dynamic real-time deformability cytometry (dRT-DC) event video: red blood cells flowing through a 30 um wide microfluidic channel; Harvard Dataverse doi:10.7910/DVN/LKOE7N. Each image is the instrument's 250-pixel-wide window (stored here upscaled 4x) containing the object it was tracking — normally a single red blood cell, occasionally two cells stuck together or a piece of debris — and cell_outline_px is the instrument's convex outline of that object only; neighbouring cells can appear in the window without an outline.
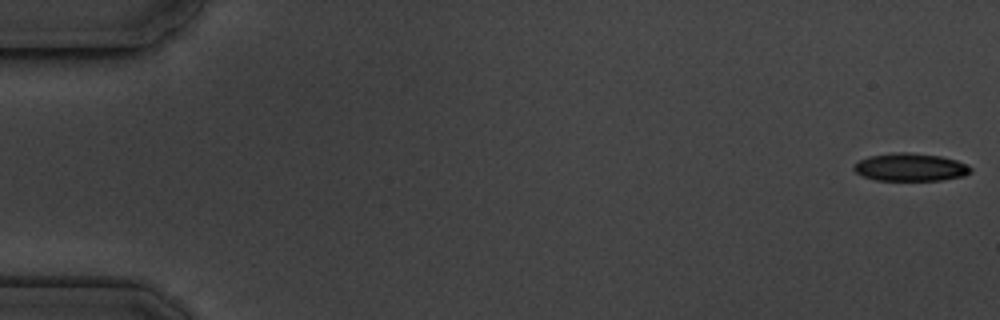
{"species": "common noctule bat (a hibernating species)", "species_latin": "Nyctalus noctula", "temperature_condition": "cold", "stored_images_in_passage": 5, "camera_frame_rate_fps": 3000, "um_per_image_px": 0.085, "animal": {"sex": "male", "body_mass_g": 19.5, "forearm_length_mm": 54.6}, "frame": {"image": 1, "passage_image": 1, "time_ms": 0.0, "image_size_px": [1000, 320], "cell_outline_px": [[972, 172], [964, 176], [940, 180], [876, 180], [864, 176], [856, 172], [852, 168], [860, 160], [868, 156], [896, 152], [908, 152], [940, 156], [956, 160], [968, 164], [972, 168]], "centroid_in_image_um": [77.42, 14.21], "position_along_channel_um": 7.6, "area_um2": 18.9}}
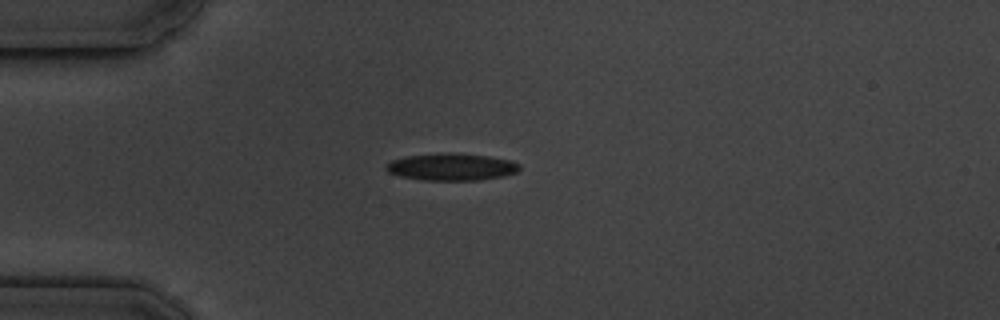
{"frame": {"image": 2, "passage_image": 5, "time_ms": 4.667, "image_size_px": [1000, 320], "cell_outline_px": [[520, 168], [516, 172], [504, 176], [480, 180], [428, 180], [400, 176], [388, 172], [384, 168], [384, 164], [392, 160], [404, 156], [440, 152], [456, 152], [488, 156], [512, 160], [520, 164]], "centroid_in_image_um": [38.37, 14.16], "position_along_channel_um": 46.6, "area_um2": 21.44}}